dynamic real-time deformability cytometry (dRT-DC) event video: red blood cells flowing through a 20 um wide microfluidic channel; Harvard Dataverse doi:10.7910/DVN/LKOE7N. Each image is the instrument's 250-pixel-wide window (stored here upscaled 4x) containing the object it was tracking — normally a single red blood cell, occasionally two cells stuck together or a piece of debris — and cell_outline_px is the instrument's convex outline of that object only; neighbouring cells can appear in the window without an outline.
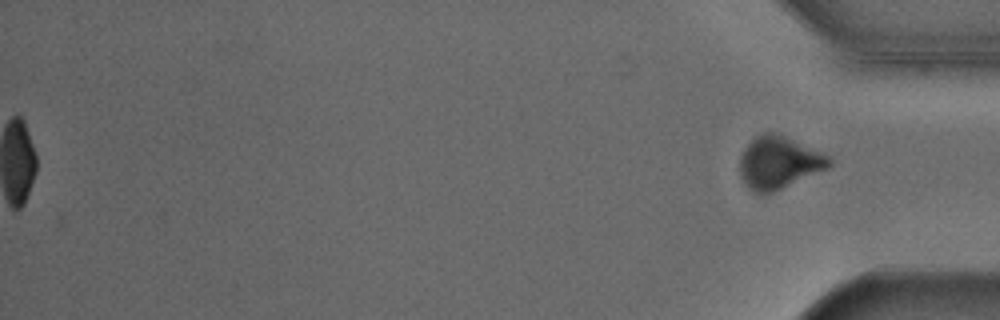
{"species": "Egyptian fruit bat (a non-hibernating species)", "species_latin": "Rousettus aegyptiacus", "temperature_condition": "cold", "stored_images_in_passage": 54, "segment_of_instrument_passage": [2, 2], "camera_frame_rate_fps": 3000, "um_per_image_px": 0.085, "animal": {"sex": "male"}, "frame": {"image": 1, "passage_image": 54, "time_ms": 17.667, "image_size_px": [1000, 320], "cell_outline_px": [[832, 164], [828, 168], [772, 192], [752, 192], [748, 188], [740, 176], [740, 156], [744, 148], [756, 136], [764, 132], [780, 132], [828, 156], [832, 160]], "centroid_in_image_um": [66.18, 13.79], "position_along_channel_um": 369.0, "area_um2": 27.17}}